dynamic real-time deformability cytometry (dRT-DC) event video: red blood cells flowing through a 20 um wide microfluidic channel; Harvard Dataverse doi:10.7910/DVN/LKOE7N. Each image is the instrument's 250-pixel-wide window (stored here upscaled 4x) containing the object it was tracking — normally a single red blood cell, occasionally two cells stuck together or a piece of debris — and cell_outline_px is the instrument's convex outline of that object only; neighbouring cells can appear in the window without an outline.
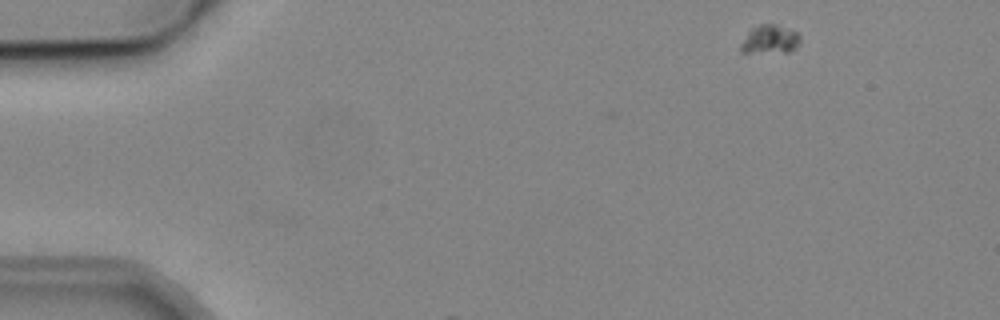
{"species": "common noctule bat (a hibernating species)", "species_latin": "Nyctalus noctula", "temperature_condition": "cold", "stored_images_in_passage": 3, "camera_frame_rate_fps": 3000, "um_per_image_px": 0.085, "animal": {"sex": "male", "body_mass_g": 19.2, "forearm_length_mm": 51.8}, "frame": {"image": 1, "passage_image": 1, "time_ms": 0.0, "image_size_px": [1000, 320], "cell_outline_px": [[800, 40], [796, 48], [788, 52], [740, 52], [740, 44], [748, 32], [752, 28], [760, 24], [776, 24], [800, 32]], "centroid_in_image_um": [65.47, 3.34], "position_along_channel_um": 19.5, "area_um2": 10.0}}